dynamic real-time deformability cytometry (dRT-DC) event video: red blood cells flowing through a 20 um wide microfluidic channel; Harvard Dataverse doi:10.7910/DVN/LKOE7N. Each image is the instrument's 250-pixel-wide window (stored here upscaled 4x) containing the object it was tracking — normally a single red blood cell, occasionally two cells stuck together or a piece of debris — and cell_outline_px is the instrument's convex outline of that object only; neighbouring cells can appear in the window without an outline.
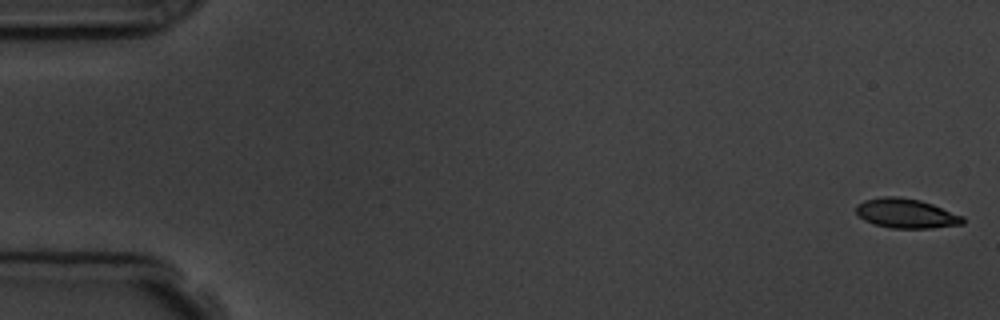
{"species": "common noctule bat (a hibernating species)", "species_latin": "Nyctalus noctula", "temperature_condition": "room temperature", "stored_images_in_passage": 6, "camera_frame_rate_fps": 3000, "um_per_image_px": 0.085, "animal": {"sex": "male", "body_mass_g": 19.5, "forearm_length_mm": 54.6}, "frame": {"image": 1, "passage_image": 1, "time_ms": 0.0, "image_size_px": [1000, 320], "cell_outline_px": [[964, 224], [932, 228], [888, 228], [872, 224], [864, 220], [856, 212], [856, 204], [864, 200], [880, 196], [900, 196], [920, 200], [932, 204], [964, 216]], "centroid_in_image_um": [77.0, 18.13], "position_along_channel_um": 8.0, "area_um2": 18.61}}